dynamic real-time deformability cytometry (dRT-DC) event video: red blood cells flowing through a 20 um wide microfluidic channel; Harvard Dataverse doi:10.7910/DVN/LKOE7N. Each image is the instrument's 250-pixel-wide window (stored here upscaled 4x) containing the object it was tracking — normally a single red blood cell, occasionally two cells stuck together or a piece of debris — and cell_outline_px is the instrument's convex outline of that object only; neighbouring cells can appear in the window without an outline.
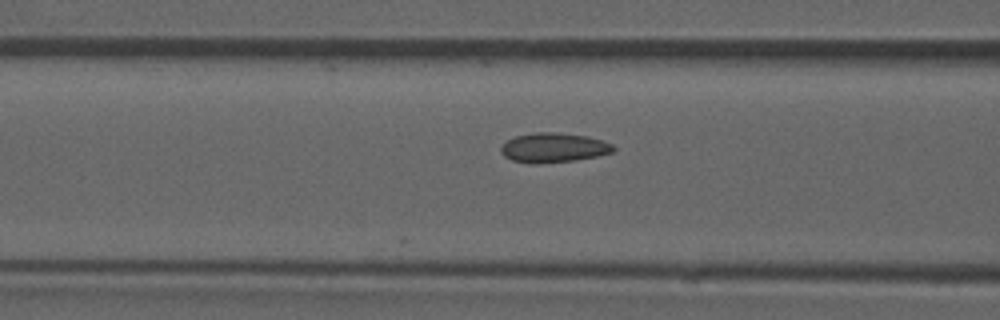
{"species": "common noctule bat (a hibernating species)", "species_latin": "Nyctalus noctula", "temperature_condition": "room temperature", "stored_images_in_passage": 7, "camera_frame_rate_fps": 3000, "um_per_image_px": 0.085, "animal": {"sex": "male", "forearm_length_mm": 52.5}, "frame": {"image": 1, "passage_image": 7, "time_ms": 2.0, "image_size_px": [1000, 320], "cell_outline_px": [[616, 148], [612, 152], [596, 156], [576, 160], [536, 164], [532, 164], [512, 160], [504, 156], [500, 152], [500, 148], [508, 140], [516, 136], [536, 132], [552, 132], [588, 136], [612, 144]], "centroid_in_image_um": [47.04, 12.56], "position_along_channel_um": 119.6, "area_um2": 19.25}}